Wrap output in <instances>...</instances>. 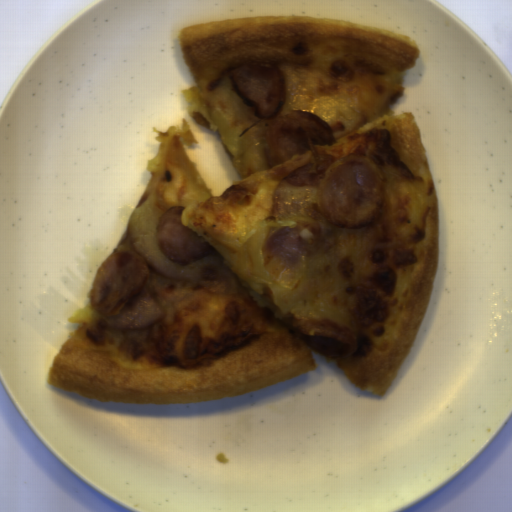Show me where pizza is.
<instances>
[{"label": "pizza", "mask_w": 512, "mask_h": 512, "mask_svg": "<svg viewBox=\"0 0 512 512\" xmlns=\"http://www.w3.org/2000/svg\"><path fill=\"white\" fill-rule=\"evenodd\" d=\"M181 53L196 81L179 89L191 118L217 133L244 178L214 196L187 154L200 143L186 117L167 130L146 167L152 178L137 205L152 198L162 215L186 207L180 220L232 270L240 293L212 291L162 276L148 293L164 311L145 330L104 324L91 301L67 317L69 331L46 384L100 403L179 405L254 392L316 368L314 352L334 360L362 391L385 396L429 308L440 258V209L427 148L412 111L391 104L405 92L404 71L419 45L393 30L334 17L270 14L181 26ZM247 63L278 64L286 104L259 119L228 75ZM317 115L334 143L311 147L270 169L268 125L290 112ZM364 155L386 181L380 218L344 230L323 254H309L293 289L261 262L270 233L271 195L283 176L320 154ZM191 263V262H190ZM118 314V315H119ZM314 351V352H313Z\"/></svg>", "instance_id": "obj_1"}, {"label": "pizza", "mask_w": 512, "mask_h": 512, "mask_svg": "<svg viewBox=\"0 0 512 512\" xmlns=\"http://www.w3.org/2000/svg\"><path fill=\"white\" fill-rule=\"evenodd\" d=\"M119 248H133L131 242H130V232L129 228L125 231V233L122 235L118 245L117 250Z\"/></svg>", "instance_id": "obj_2"}]
</instances>
